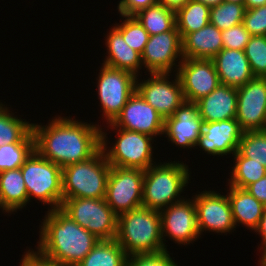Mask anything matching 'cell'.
I'll list each match as a JSON object with an SVG mask.
<instances>
[{"label": "cell", "instance_id": "cell-2", "mask_svg": "<svg viewBox=\"0 0 266 266\" xmlns=\"http://www.w3.org/2000/svg\"><path fill=\"white\" fill-rule=\"evenodd\" d=\"M35 251L58 266H77L99 241L60 208L48 210Z\"/></svg>", "mask_w": 266, "mask_h": 266}, {"label": "cell", "instance_id": "cell-36", "mask_svg": "<svg viewBox=\"0 0 266 266\" xmlns=\"http://www.w3.org/2000/svg\"><path fill=\"white\" fill-rule=\"evenodd\" d=\"M171 258L169 251L134 254L127 256L126 266H179Z\"/></svg>", "mask_w": 266, "mask_h": 266}, {"label": "cell", "instance_id": "cell-21", "mask_svg": "<svg viewBox=\"0 0 266 266\" xmlns=\"http://www.w3.org/2000/svg\"><path fill=\"white\" fill-rule=\"evenodd\" d=\"M212 60L221 84L239 88L255 77L242 50L223 48Z\"/></svg>", "mask_w": 266, "mask_h": 266}, {"label": "cell", "instance_id": "cell-30", "mask_svg": "<svg viewBox=\"0 0 266 266\" xmlns=\"http://www.w3.org/2000/svg\"><path fill=\"white\" fill-rule=\"evenodd\" d=\"M234 164L227 186L245 189L266 175V167L255 160L243 157L238 151L233 155Z\"/></svg>", "mask_w": 266, "mask_h": 266}, {"label": "cell", "instance_id": "cell-5", "mask_svg": "<svg viewBox=\"0 0 266 266\" xmlns=\"http://www.w3.org/2000/svg\"><path fill=\"white\" fill-rule=\"evenodd\" d=\"M110 169L102 149L85 161L63 167V198H105Z\"/></svg>", "mask_w": 266, "mask_h": 266}, {"label": "cell", "instance_id": "cell-45", "mask_svg": "<svg viewBox=\"0 0 266 266\" xmlns=\"http://www.w3.org/2000/svg\"><path fill=\"white\" fill-rule=\"evenodd\" d=\"M195 2H201L204 5H207L208 7H214L216 5H219L220 3L223 2V0H193Z\"/></svg>", "mask_w": 266, "mask_h": 266}, {"label": "cell", "instance_id": "cell-18", "mask_svg": "<svg viewBox=\"0 0 266 266\" xmlns=\"http://www.w3.org/2000/svg\"><path fill=\"white\" fill-rule=\"evenodd\" d=\"M243 133L244 130L236 118L203 122V129L195 146H199L210 156L233 155L238 150Z\"/></svg>", "mask_w": 266, "mask_h": 266}, {"label": "cell", "instance_id": "cell-23", "mask_svg": "<svg viewBox=\"0 0 266 266\" xmlns=\"http://www.w3.org/2000/svg\"><path fill=\"white\" fill-rule=\"evenodd\" d=\"M222 49L221 30L210 23L182 38L183 58L212 59Z\"/></svg>", "mask_w": 266, "mask_h": 266}, {"label": "cell", "instance_id": "cell-13", "mask_svg": "<svg viewBox=\"0 0 266 266\" xmlns=\"http://www.w3.org/2000/svg\"><path fill=\"white\" fill-rule=\"evenodd\" d=\"M193 197L196 207L197 227L201 237L202 232L230 234L236 226L227 195L217 191H202Z\"/></svg>", "mask_w": 266, "mask_h": 266}, {"label": "cell", "instance_id": "cell-37", "mask_svg": "<svg viewBox=\"0 0 266 266\" xmlns=\"http://www.w3.org/2000/svg\"><path fill=\"white\" fill-rule=\"evenodd\" d=\"M243 24L251 36H266V5L246 9Z\"/></svg>", "mask_w": 266, "mask_h": 266}, {"label": "cell", "instance_id": "cell-46", "mask_svg": "<svg viewBox=\"0 0 266 266\" xmlns=\"http://www.w3.org/2000/svg\"><path fill=\"white\" fill-rule=\"evenodd\" d=\"M258 262V265L260 264V266H266V254L260 258Z\"/></svg>", "mask_w": 266, "mask_h": 266}, {"label": "cell", "instance_id": "cell-10", "mask_svg": "<svg viewBox=\"0 0 266 266\" xmlns=\"http://www.w3.org/2000/svg\"><path fill=\"white\" fill-rule=\"evenodd\" d=\"M143 182V169L111 166L105 200L117 216L143 206Z\"/></svg>", "mask_w": 266, "mask_h": 266}, {"label": "cell", "instance_id": "cell-22", "mask_svg": "<svg viewBox=\"0 0 266 266\" xmlns=\"http://www.w3.org/2000/svg\"><path fill=\"white\" fill-rule=\"evenodd\" d=\"M106 59L103 65L120 70H126L139 77L142 69L141 54L132 49L124 40L122 34L113 26L106 35Z\"/></svg>", "mask_w": 266, "mask_h": 266}, {"label": "cell", "instance_id": "cell-9", "mask_svg": "<svg viewBox=\"0 0 266 266\" xmlns=\"http://www.w3.org/2000/svg\"><path fill=\"white\" fill-rule=\"evenodd\" d=\"M136 78L131 72L102 64L97 78V92L102 108L100 112H103L106 124L116 119L129 97L136 91Z\"/></svg>", "mask_w": 266, "mask_h": 266}, {"label": "cell", "instance_id": "cell-42", "mask_svg": "<svg viewBox=\"0 0 266 266\" xmlns=\"http://www.w3.org/2000/svg\"><path fill=\"white\" fill-rule=\"evenodd\" d=\"M257 234H259L262 238L260 251L263 253L261 254V258L266 254V208L264 209L263 215L259 221V224L255 231ZM262 249V250H261Z\"/></svg>", "mask_w": 266, "mask_h": 266}, {"label": "cell", "instance_id": "cell-3", "mask_svg": "<svg viewBox=\"0 0 266 266\" xmlns=\"http://www.w3.org/2000/svg\"><path fill=\"white\" fill-rule=\"evenodd\" d=\"M115 239L127 256L167 250L159 211L144 206L118 216Z\"/></svg>", "mask_w": 266, "mask_h": 266}, {"label": "cell", "instance_id": "cell-27", "mask_svg": "<svg viewBox=\"0 0 266 266\" xmlns=\"http://www.w3.org/2000/svg\"><path fill=\"white\" fill-rule=\"evenodd\" d=\"M149 36L173 30L176 27L175 11L156 2L133 15Z\"/></svg>", "mask_w": 266, "mask_h": 266}, {"label": "cell", "instance_id": "cell-16", "mask_svg": "<svg viewBox=\"0 0 266 266\" xmlns=\"http://www.w3.org/2000/svg\"><path fill=\"white\" fill-rule=\"evenodd\" d=\"M236 120L244 131L266 130V78L254 77L237 88Z\"/></svg>", "mask_w": 266, "mask_h": 266}, {"label": "cell", "instance_id": "cell-34", "mask_svg": "<svg viewBox=\"0 0 266 266\" xmlns=\"http://www.w3.org/2000/svg\"><path fill=\"white\" fill-rule=\"evenodd\" d=\"M125 20L114 24L115 28L122 34L125 42L135 51L142 54L149 39L148 32L134 16L121 15Z\"/></svg>", "mask_w": 266, "mask_h": 266}, {"label": "cell", "instance_id": "cell-41", "mask_svg": "<svg viewBox=\"0 0 266 266\" xmlns=\"http://www.w3.org/2000/svg\"><path fill=\"white\" fill-rule=\"evenodd\" d=\"M252 196L266 206V175L245 188Z\"/></svg>", "mask_w": 266, "mask_h": 266}, {"label": "cell", "instance_id": "cell-4", "mask_svg": "<svg viewBox=\"0 0 266 266\" xmlns=\"http://www.w3.org/2000/svg\"><path fill=\"white\" fill-rule=\"evenodd\" d=\"M190 173L181 161L160 162L144 170L142 205L161 211L183 200L180 195L191 180Z\"/></svg>", "mask_w": 266, "mask_h": 266}, {"label": "cell", "instance_id": "cell-43", "mask_svg": "<svg viewBox=\"0 0 266 266\" xmlns=\"http://www.w3.org/2000/svg\"><path fill=\"white\" fill-rule=\"evenodd\" d=\"M189 0H157V2L163 4L165 7L173 11H177L184 6Z\"/></svg>", "mask_w": 266, "mask_h": 266}, {"label": "cell", "instance_id": "cell-32", "mask_svg": "<svg viewBox=\"0 0 266 266\" xmlns=\"http://www.w3.org/2000/svg\"><path fill=\"white\" fill-rule=\"evenodd\" d=\"M35 150V142H16L0 146V173L20 168Z\"/></svg>", "mask_w": 266, "mask_h": 266}, {"label": "cell", "instance_id": "cell-26", "mask_svg": "<svg viewBox=\"0 0 266 266\" xmlns=\"http://www.w3.org/2000/svg\"><path fill=\"white\" fill-rule=\"evenodd\" d=\"M7 105L0 102V146L16 142H35L32 124L14 116ZM24 120V121H23Z\"/></svg>", "mask_w": 266, "mask_h": 266}, {"label": "cell", "instance_id": "cell-17", "mask_svg": "<svg viewBox=\"0 0 266 266\" xmlns=\"http://www.w3.org/2000/svg\"><path fill=\"white\" fill-rule=\"evenodd\" d=\"M165 119L135 91L111 123L116 128L161 137Z\"/></svg>", "mask_w": 266, "mask_h": 266}, {"label": "cell", "instance_id": "cell-47", "mask_svg": "<svg viewBox=\"0 0 266 266\" xmlns=\"http://www.w3.org/2000/svg\"><path fill=\"white\" fill-rule=\"evenodd\" d=\"M223 2L238 3L244 5V0H223Z\"/></svg>", "mask_w": 266, "mask_h": 266}, {"label": "cell", "instance_id": "cell-11", "mask_svg": "<svg viewBox=\"0 0 266 266\" xmlns=\"http://www.w3.org/2000/svg\"><path fill=\"white\" fill-rule=\"evenodd\" d=\"M174 74L175 78L171 81L169 77L173 75L169 73H150V78L142 81L136 78V91L164 119L173 116L185 102L181 82Z\"/></svg>", "mask_w": 266, "mask_h": 266}, {"label": "cell", "instance_id": "cell-28", "mask_svg": "<svg viewBox=\"0 0 266 266\" xmlns=\"http://www.w3.org/2000/svg\"><path fill=\"white\" fill-rule=\"evenodd\" d=\"M127 255L116 239L99 240L77 266H126Z\"/></svg>", "mask_w": 266, "mask_h": 266}, {"label": "cell", "instance_id": "cell-35", "mask_svg": "<svg viewBox=\"0 0 266 266\" xmlns=\"http://www.w3.org/2000/svg\"><path fill=\"white\" fill-rule=\"evenodd\" d=\"M244 52L252 74L266 78V36H251Z\"/></svg>", "mask_w": 266, "mask_h": 266}, {"label": "cell", "instance_id": "cell-14", "mask_svg": "<svg viewBox=\"0 0 266 266\" xmlns=\"http://www.w3.org/2000/svg\"><path fill=\"white\" fill-rule=\"evenodd\" d=\"M176 74L187 102L196 103L220 85L212 59L183 58Z\"/></svg>", "mask_w": 266, "mask_h": 266}, {"label": "cell", "instance_id": "cell-24", "mask_svg": "<svg viewBox=\"0 0 266 266\" xmlns=\"http://www.w3.org/2000/svg\"><path fill=\"white\" fill-rule=\"evenodd\" d=\"M227 191L235 226L241 224L249 230L255 231L266 206L246 189L229 186Z\"/></svg>", "mask_w": 266, "mask_h": 266}, {"label": "cell", "instance_id": "cell-38", "mask_svg": "<svg viewBox=\"0 0 266 266\" xmlns=\"http://www.w3.org/2000/svg\"><path fill=\"white\" fill-rule=\"evenodd\" d=\"M223 48L244 51L251 34L245 29L243 23L221 31Z\"/></svg>", "mask_w": 266, "mask_h": 266}, {"label": "cell", "instance_id": "cell-31", "mask_svg": "<svg viewBox=\"0 0 266 266\" xmlns=\"http://www.w3.org/2000/svg\"><path fill=\"white\" fill-rule=\"evenodd\" d=\"M245 6L243 4L222 2L210 9V24L219 30H226L243 23Z\"/></svg>", "mask_w": 266, "mask_h": 266}, {"label": "cell", "instance_id": "cell-12", "mask_svg": "<svg viewBox=\"0 0 266 266\" xmlns=\"http://www.w3.org/2000/svg\"><path fill=\"white\" fill-rule=\"evenodd\" d=\"M141 60L143 67L146 68L149 74H171L174 69L173 73L177 72L180 63L183 61L182 38L177 27L164 33L149 36L141 54ZM178 60L177 65L176 61Z\"/></svg>", "mask_w": 266, "mask_h": 266}, {"label": "cell", "instance_id": "cell-29", "mask_svg": "<svg viewBox=\"0 0 266 266\" xmlns=\"http://www.w3.org/2000/svg\"><path fill=\"white\" fill-rule=\"evenodd\" d=\"M210 7L201 2L189 0L178 9L176 27L183 38L186 34L200 30L210 23Z\"/></svg>", "mask_w": 266, "mask_h": 266}, {"label": "cell", "instance_id": "cell-39", "mask_svg": "<svg viewBox=\"0 0 266 266\" xmlns=\"http://www.w3.org/2000/svg\"><path fill=\"white\" fill-rule=\"evenodd\" d=\"M156 2L157 0H120L117 9L120 15L133 16Z\"/></svg>", "mask_w": 266, "mask_h": 266}, {"label": "cell", "instance_id": "cell-8", "mask_svg": "<svg viewBox=\"0 0 266 266\" xmlns=\"http://www.w3.org/2000/svg\"><path fill=\"white\" fill-rule=\"evenodd\" d=\"M60 209L99 240L116 238L118 216L105 198H63Z\"/></svg>", "mask_w": 266, "mask_h": 266}, {"label": "cell", "instance_id": "cell-20", "mask_svg": "<svg viewBox=\"0 0 266 266\" xmlns=\"http://www.w3.org/2000/svg\"><path fill=\"white\" fill-rule=\"evenodd\" d=\"M237 88L221 84L210 94L196 102L203 122H216L236 118Z\"/></svg>", "mask_w": 266, "mask_h": 266}, {"label": "cell", "instance_id": "cell-40", "mask_svg": "<svg viewBox=\"0 0 266 266\" xmlns=\"http://www.w3.org/2000/svg\"><path fill=\"white\" fill-rule=\"evenodd\" d=\"M22 257V261L20 260V266H58L57 264L39 256L33 249L26 250Z\"/></svg>", "mask_w": 266, "mask_h": 266}, {"label": "cell", "instance_id": "cell-7", "mask_svg": "<svg viewBox=\"0 0 266 266\" xmlns=\"http://www.w3.org/2000/svg\"><path fill=\"white\" fill-rule=\"evenodd\" d=\"M107 127L112 129V131L117 130V139L112 147H109L107 146V133L103 132V128H101V149L105 154L107 162L111 166L146 170L157 163L153 161L154 152L152 150V144L154 142V137L139 132L116 128L111 123L108 124Z\"/></svg>", "mask_w": 266, "mask_h": 266}, {"label": "cell", "instance_id": "cell-19", "mask_svg": "<svg viewBox=\"0 0 266 266\" xmlns=\"http://www.w3.org/2000/svg\"><path fill=\"white\" fill-rule=\"evenodd\" d=\"M203 129V120L198 115L196 103L185 101L173 116L165 119L164 132L168 141L178 147H195Z\"/></svg>", "mask_w": 266, "mask_h": 266}, {"label": "cell", "instance_id": "cell-15", "mask_svg": "<svg viewBox=\"0 0 266 266\" xmlns=\"http://www.w3.org/2000/svg\"><path fill=\"white\" fill-rule=\"evenodd\" d=\"M163 242L165 237L179 245L194 243L200 234L197 227L194 199H183L159 211Z\"/></svg>", "mask_w": 266, "mask_h": 266}, {"label": "cell", "instance_id": "cell-6", "mask_svg": "<svg viewBox=\"0 0 266 266\" xmlns=\"http://www.w3.org/2000/svg\"><path fill=\"white\" fill-rule=\"evenodd\" d=\"M28 194V203L36 198L50 209H59L63 202L62 168L43 158L36 150L20 167Z\"/></svg>", "mask_w": 266, "mask_h": 266}, {"label": "cell", "instance_id": "cell-25", "mask_svg": "<svg viewBox=\"0 0 266 266\" xmlns=\"http://www.w3.org/2000/svg\"><path fill=\"white\" fill-rule=\"evenodd\" d=\"M28 194L21 169L0 173V208L5 213H14L26 207Z\"/></svg>", "mask_w": 266, "mask_h": 266}, {"label": "cell", "instance_id": "cell-44", "mask_svg": "<svg viewBox=\"0 0 266 266\" xmlns=\"http://www.w3.org/2000/svg\"><path fill=\"white\" fill-rule=\"evenodd\" d=\"M266 5V0H244L245 9Z\"/></svg>", "mask_w": 266, "mask_h": 266}, {"label": "cell", "instance_id": "cell-1", "mask_svg": "<svg viewBox=\"0 0 266 266\" xmlns=\"http://www.w3.org/2000/svg\"><path fill=\"white\" fill-rule=\"evenodd\" d=\"M57 116L48 124H32L35 150L61 168L85 161L101 149V125Z\"/></svg>", "mask_w": 266, "mask_h": 266}, {"label": "cell", "instance_id": "cell-33", "mask_svg": "<svg viewBox=\"0 0 266 266\" xmlns=\"http://www.w3.org/2000/svg\"><path fill=\"white\" fill-rule=\"evenodd\" d=\"M237 151L266 167V130L244 131Z\"/></svg>", "mask_w": 266, "mask_h": 266}]
</instances>
